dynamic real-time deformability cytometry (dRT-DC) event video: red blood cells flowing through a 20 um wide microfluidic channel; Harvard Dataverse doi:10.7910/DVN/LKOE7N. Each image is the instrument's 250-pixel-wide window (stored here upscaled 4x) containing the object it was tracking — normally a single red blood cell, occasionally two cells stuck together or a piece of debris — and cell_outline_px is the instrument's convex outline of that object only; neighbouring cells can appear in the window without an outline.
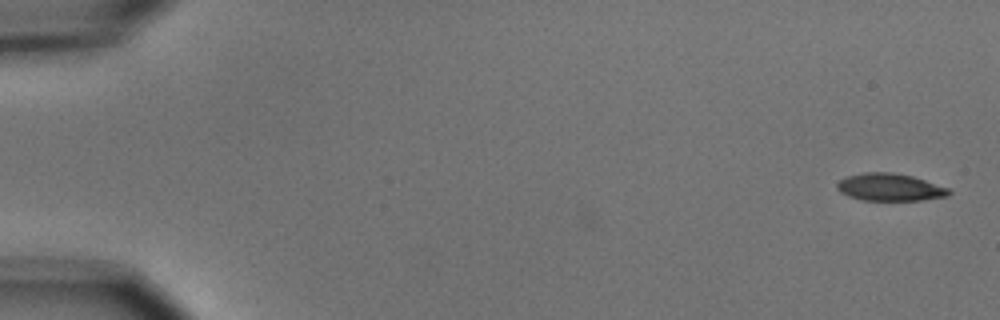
{"species": "common noctule bat (a hibernating species)", "species_latin": "Nyctalus noctula", "temperature_condition": "cold", "stored_images_in_passage": 5, "camera_frame_rate_fps": 3000, "um_per_image_px": 0.085, "animal": {"sex": "male", "body_mass_g": 15.6}, "frame": {"image": 1, "passage_image": 1, "time_ms": 0.0, "image_size_px": [1000, 320], "cell_outline_px": [[952, 192], [948, 196], [920, 200], [860, 200], [848, 196], [840, 192], [836, 188], [836, 184], [840, 180], [848, 176], [864, 172], [892, 172], [912, 176], [948, 188]], "centroid_in_image_um": [75.61, 15.91], "position_along_channel_um": 9.4, "area_um2": 17.8}}
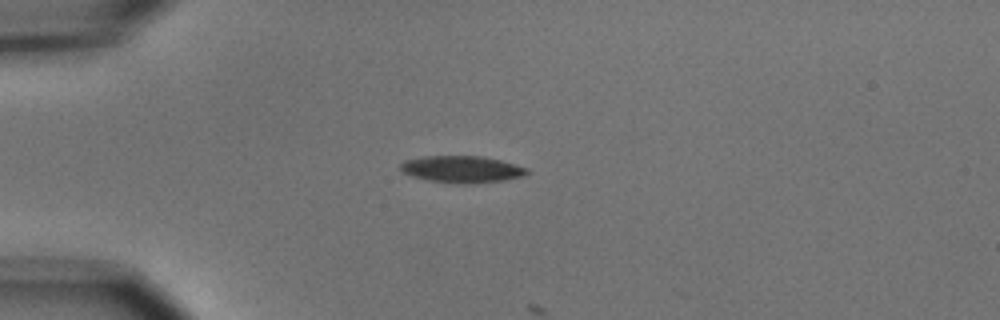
{"frame": {"image": 2, "passage_image": 4, "time_ms": 4.333, "image_size_px": [1000, 320], "cell_outline_px": [[528, 172], [524, 176], [504, 180], [468, 184], [464, 184], [428, 180], [412, 176], [404, 172], [400, 168], [400, 164], [404, 160], [424, 156], [480, 156], [500, 160], [528, 168]], "centroid_in_image_um": [39.26, 14.38], "position_along_channel_um": 45.7, "area_um2": 19.65}}